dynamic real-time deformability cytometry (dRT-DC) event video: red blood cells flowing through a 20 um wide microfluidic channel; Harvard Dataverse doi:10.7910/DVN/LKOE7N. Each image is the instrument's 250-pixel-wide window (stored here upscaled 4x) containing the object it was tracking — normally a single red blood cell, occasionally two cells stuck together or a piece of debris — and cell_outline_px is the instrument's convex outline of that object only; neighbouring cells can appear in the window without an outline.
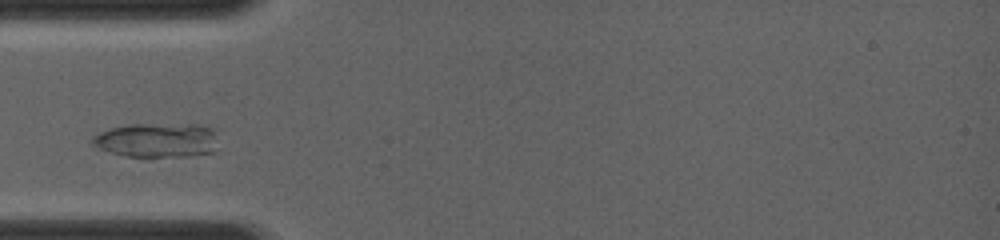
{"species": "common noctule bat (a hibernating species)", "species_latin": "Nyctalus noctula", "temperature_condition": "room temperature", "stored_images_in_passage": 6, "camera_frame_rate_fps": 4000, "um_per_image_px": 0.085, "animal": {"sex": "female", "body_mass_g": 19.0, "forearm_length_mm": 56.7}, "frame": {"image": 1, "passage_image": 3, "time_ms": 1.0, "image_size_px": [1000, 240], "cell_outline_px": [[216, 148], [212, 152], [192, 156], [128, 156], [112, 152], [100, 148], [92, 144], [92, 136], [100, 132], [112, 128], [132, 124], [196, 124], [212, 128]], "centroid_in_image_um": [13.35, 11.9], "position_along_channel_um": 71.7, "area_um2": 24.85}}
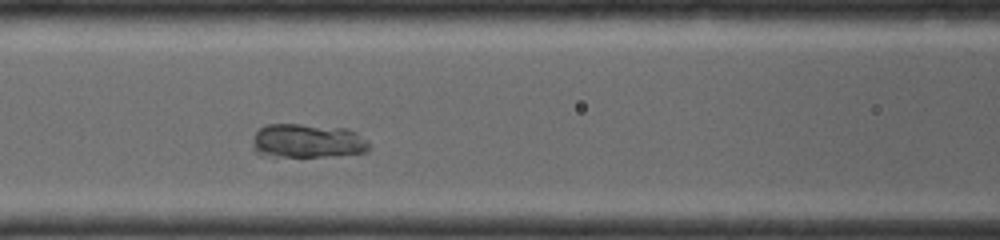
{"frame": {"image": 2, "passage_image": 6, "time_ms": 2.5, "image_size_px": [1000, 240], "cell_outline_px": [[372, 148], [368, 152], [336, 156], [260, 156], [252, 148], [252, 144], [256, 132], [264, 124], [300, 124], [348, 128], [356, 132], [368, 140]], "centroid_in_image_um": [26.17, 11.98], "position_along_channel_um": 140.4, "area_um2": 23.58}}